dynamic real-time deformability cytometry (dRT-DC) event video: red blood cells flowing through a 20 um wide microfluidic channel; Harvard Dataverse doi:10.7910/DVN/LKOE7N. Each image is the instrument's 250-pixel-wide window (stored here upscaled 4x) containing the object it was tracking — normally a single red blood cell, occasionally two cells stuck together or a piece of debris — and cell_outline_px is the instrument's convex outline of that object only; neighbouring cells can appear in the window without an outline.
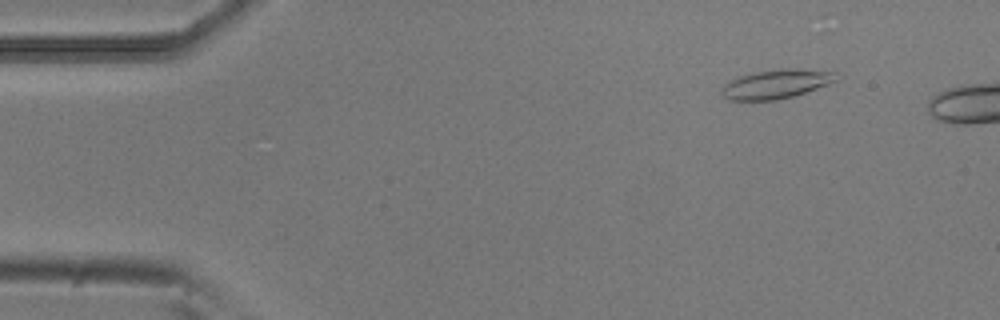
{"species": "common noctule bat (a hibernating species)", "species_latin": "Nyctalus noctula", "temperature_condition": "room temperature", "stored_images_in_passage": 7, "camera_frame_rate_fps": 3000, "um_per_image_px": 0.085, "animal": {"sex": "male", "body_mass_g": 20.5, "forearm_length_mm": 52.5}, "frame": {"image": 1, "passage_image": 2, "time_ms": 0.333, "image_size_px": [1000, 320], "cell_outline_px": [[840, 80], [792, 96], [776, 100], [728, 100], [720, 92], [720, 88], [724, 84], [740, 76], [756, 72], [784, 68], [792, 68], [836, 72]], "centroid_in_image_um": [65.98, 7.14], "position_along_channel_um": 19.0, "area_um2": 19.25}}